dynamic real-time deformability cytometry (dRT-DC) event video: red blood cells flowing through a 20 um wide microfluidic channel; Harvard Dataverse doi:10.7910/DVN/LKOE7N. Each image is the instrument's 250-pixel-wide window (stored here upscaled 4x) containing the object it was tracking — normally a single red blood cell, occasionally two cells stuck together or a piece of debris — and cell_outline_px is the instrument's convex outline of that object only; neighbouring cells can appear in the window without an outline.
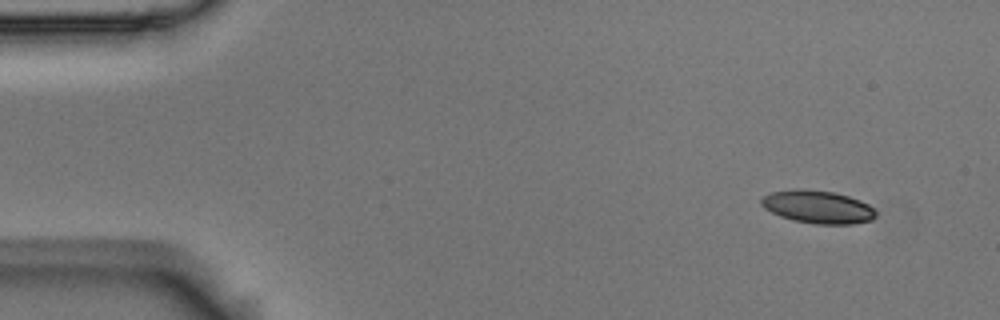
{"species": "Egyptian fruit bat (a non-hibernating species)", "species_latin": "Rousettus aegyptiacus", "temperature_condition": "room temperature", "stored_images_in_passage": 4, "camera_frame_rate_fps": 3000, "um_per_image_px": 0.085, "animal": {"sex": "male"}, "frame": {"image": 1, "passage_image": 1, "time_ms": 0.0, "image_size_px": [1000, 320], "cell_outline_px": [[876, 216], [872, 220], [852, 224], [816, 224], [792, 220], [780, 216], [764, 208], [760, 204], [760, 200], [764, 196], [772, 192], [796, 188], [804, 188], [832, 192], [848, 196], [860, 200], [868, 204], [876, 212]], "centroid_in_image_um": [69.5, 17.58], "position_along_channel_um": 15.5, "area_um2": 22.02}}
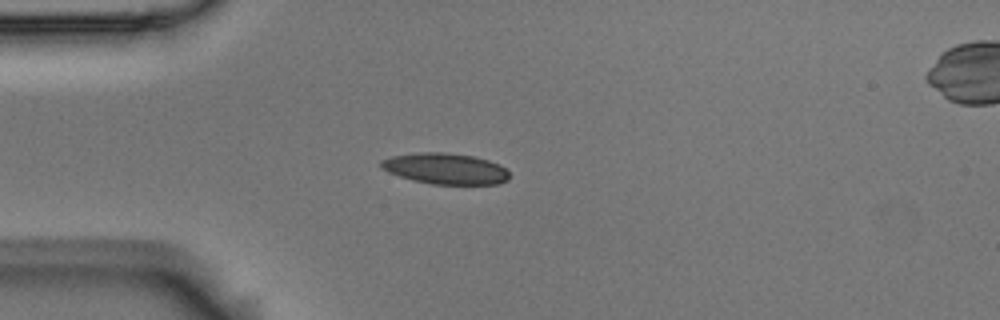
{"frame": {"image": 2, "passage_image": 4, "time_ms": 1.0, "image_size_px": [1000, 320], "cell_outline_px": [[508, 180], [496, 184], [432, 184], [412, 180], [388, 172], [380, 168], [380, 160], [392, 156], [420, 152], [444, 152], [472, 156], [488, 160], [500, 164], [508, 172]], "centroid_in_image_um": [37.83, 14.33], "position_along_channel_um": 47.2, "area_um2": 23.12}}